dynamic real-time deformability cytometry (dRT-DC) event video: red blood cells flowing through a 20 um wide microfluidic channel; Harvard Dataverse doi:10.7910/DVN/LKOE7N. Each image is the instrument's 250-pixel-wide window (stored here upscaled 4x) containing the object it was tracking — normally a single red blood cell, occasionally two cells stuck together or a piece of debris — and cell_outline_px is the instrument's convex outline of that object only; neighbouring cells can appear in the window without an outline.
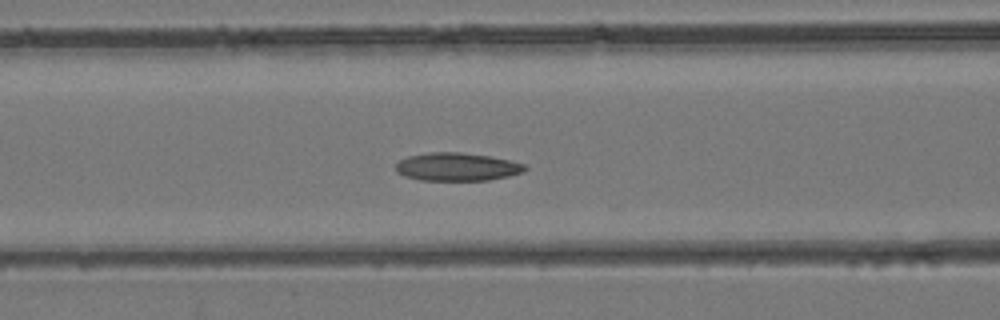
{"species": "common noctule bat (a hibernating species)", "species_latin": "Nyctalus noctula", "temperature_condition": "room temperature", "stored_images_in_passage": 39, "camera_frame_rate_fps": 3000, "um_per_image_px": 0.085, "animal": {"sex": "female", "body_mass_g": 24.6, "forearm_length_mm": 56.2}, "frame": {"image": 1, "passage_image": 18, "time_ms": 5.667, "image_size_px": [1000, 320], "cell_outline_px": [[528, 168], [524, 172], [508, 176], [488, 180], [420, 180], [404, 176], [396, 172], [396, 164], [400, 160], [408, 156], [432, 152], [460, 152], [488, 156], [508, 160], [524, 164]], "centroid_in_image_um": [38.84, 14.18], "position_along_channel_um": 127.8, "area_um2": 21.04}}
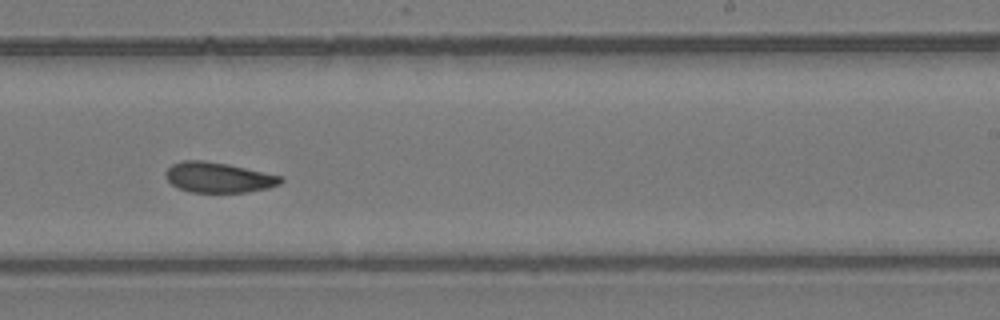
{"frame": {"image": 2, "passage_image": 27, "time_ms": 8.667, "image_size_px": [1000, 320], "cell_outline_px": [[284, 180], [280, 184], [268, 188], [244, 192], [192, 192], [180, 188], [172, 184], [164, 176], [164, 172], [172, 164], [184, 160], [204, 160], [228, 164], [284, 176]], "centroid_in_image_um": [18.58, 15.07], "position_along_channel_um": 270.4, "area_um2": 20.35}}
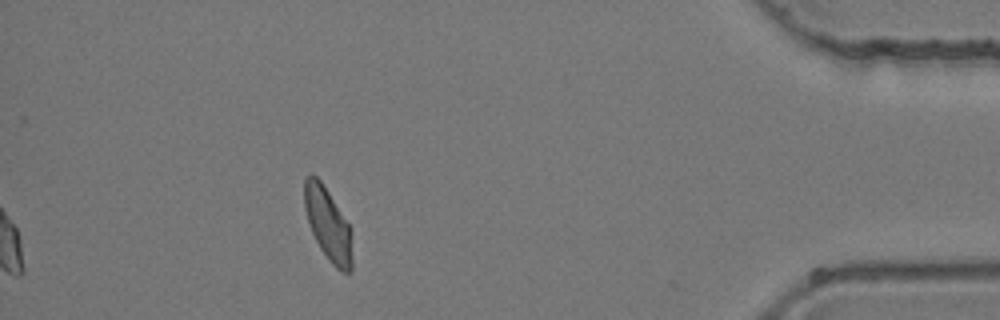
{"frame": {"image": 3, "passage_image": 39, "time_ms": 12.667, "image_size_px": [1000, 320], "cell_outline_px": [[352, 272], [344, 272], [336, 268], [332, 264], [320, 248], [312, 232], [304, 208], [304, 180], [312, 172], [320, 180], [328, 192], [348, 224], [352, 256]], "centroid_in_image_um": [27.85, 19.05], "position_along_channel_um": 407.4, "area_um2": 19.71}}